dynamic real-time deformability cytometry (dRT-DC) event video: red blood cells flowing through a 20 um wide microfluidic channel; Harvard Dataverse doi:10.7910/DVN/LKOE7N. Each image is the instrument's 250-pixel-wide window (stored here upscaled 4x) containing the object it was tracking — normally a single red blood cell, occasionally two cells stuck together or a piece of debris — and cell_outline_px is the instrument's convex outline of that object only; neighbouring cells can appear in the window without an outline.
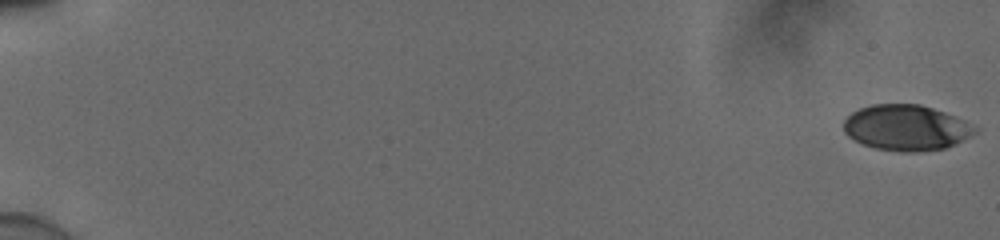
{"species": "human", "species_latin": "Homo sapiens", "temperature_condition": "cold", "stored_images_in_passage": 56, "camera_frame_rate_fps": 3000, "um_per_image_px": 0.085, "donor": {"sex": "male"}, "frame": {"image": 1, "passage_image": 1, "time_ms": 0.0, "image_size_px": [1000, 240], "cell_outline_px": [[976, 132], [944, 148], [916, 152], [900, 152], [876, 148], [864, 144], [848, 136], [844, 132], [844, 120], [852, 112], [860, 108], [872, 104], [920, 104], [944, 112], [964, 120], [976, 128]], "centroid_in_image_um": [76.98, 10.84], "position_along_channel_um": 8.0, "area_um2": 34.45}}
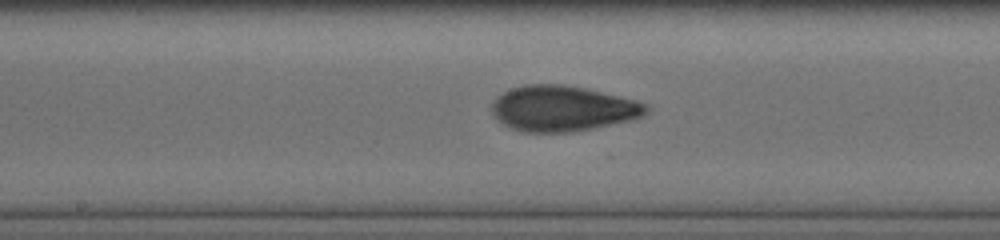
{"frame": {"image": 2, "passage_image": 32, "time_ms": 10.333, "image_size_px": [1000, 240], "cell_outline_px": [[652, 108], [644, 116], [632, 120], [592, 128], [568, 132], [524, 132], [512, 128], [504, 124], [492, 112], [492, 104], [496, 96], [512, 88], [524, 84], [560, 84], [584, 88], [636, 100], [648, 104]], "centroid_in_image_um": [47.86, 9.21], "position_along_channel_um": 200.3, "area_um2": 40.86}}
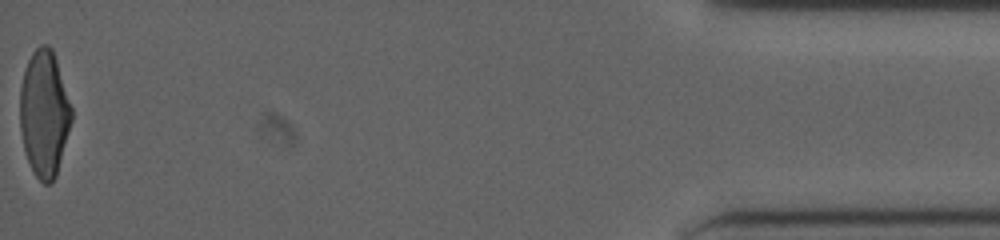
{"frame": {"image": 3, "passage_image": 56, "time_ms": 18.333, "image_size_px": [1000, 240], "cell_outline_px": [[72, 120], [56, 176], [48, 184], [44, 184], [32, 172], [24, 152], [20, 128], [20, 88], [24, 72], [28, 60], [32, 52], [40, 44], [48, 44], [52, 48], [72, 108]], "centroid_in_image_um": [3.75, 9.66], "position_along_channel_um": 431.5, "area_um2": 37.92}, "authors_computed_cell_mechanics": {"area_um2": 37.9746, "velocity_mm_per_s": 3.9137, "shape_relaxation_time_tau1_ms": 4.3017, "shape_relaxation_time_tau2_ms": 1.7258, "deformation_change_tau1": 0.1857, "deformation_change_tau2": 0.0761}}